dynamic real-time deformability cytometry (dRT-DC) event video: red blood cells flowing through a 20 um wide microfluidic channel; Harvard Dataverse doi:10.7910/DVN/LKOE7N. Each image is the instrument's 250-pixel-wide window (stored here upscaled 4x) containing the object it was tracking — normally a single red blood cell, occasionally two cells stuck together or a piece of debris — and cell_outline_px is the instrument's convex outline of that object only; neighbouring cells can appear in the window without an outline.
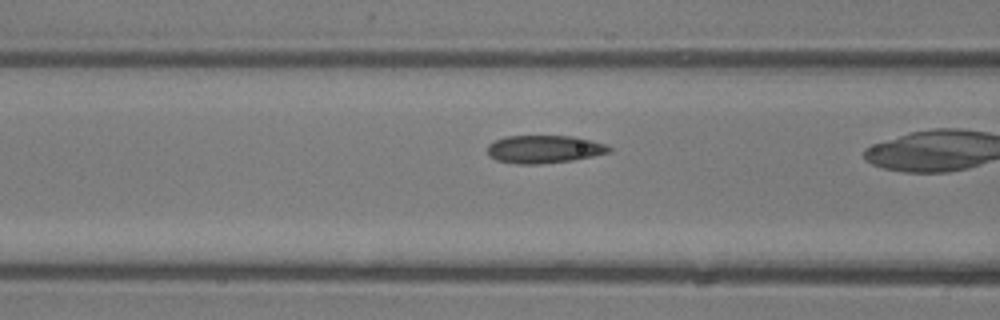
{"species": "common noctule bat (a hibernating species)", "species_latin": "Nyctalus noctula", "temperature_condition": "room temperature", "stored_images_in_passage": 6, "camera_frame_rate_fps": 3000, "um_per_image_px": 0.085, "animal": {"sex": "male", "body_mass_g": 13.3}, "frame": {"image": 1, "passage_image": 4, "time_ms": 1.0, "image_size_px": [1000, 320], "cell_outline_px": [[612, 152], [572, 160], [540, 164], [516, 164], [496, 160], [488, 156], [488, 144], [504, 136], [572, 136], [592, 140], [608, 144], [612, 148]], "centroid_in_image_um": [46.27, 12.68], "position_along_channel_um": 120.3, "area_um2": 19.94}}